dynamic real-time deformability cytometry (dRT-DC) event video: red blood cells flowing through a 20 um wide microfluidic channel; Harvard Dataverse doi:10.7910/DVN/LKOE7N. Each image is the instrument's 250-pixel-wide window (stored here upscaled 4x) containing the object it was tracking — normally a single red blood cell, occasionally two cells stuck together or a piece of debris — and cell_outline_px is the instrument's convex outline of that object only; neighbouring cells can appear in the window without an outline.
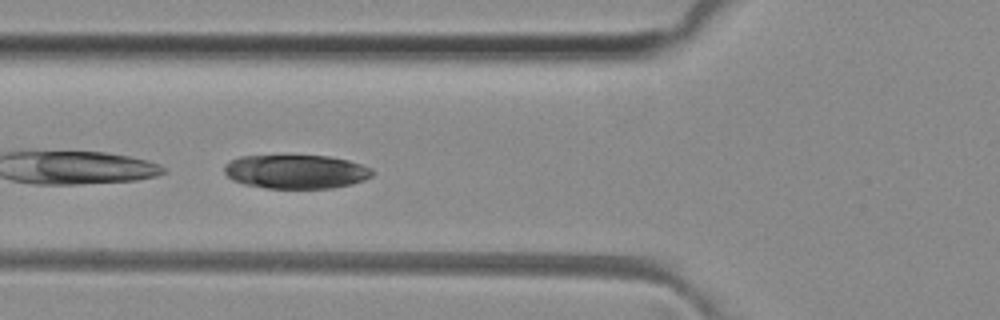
{"species": "common noctule bat (a hibernating species)", "species_latin": "Nyctalus noctula", "temperature_condition": "room temperature", "stored_images_in_passage": 34, "camera_frame_rate_fps": 3000, "um_per_image_px": 0.085, "animal": {"sex": "female", "body_mass_g": 29.2, "forearm_length_mm": 56.3}, "frame": {"image": 1, "passage_image": 6, "time_ms": 1.667, "image_size_px": [1000, 320], "cell_outline_px": [[372, 176], [364, 180], [352, 184], [332, 188], [268, 188], [244, 184], [232, 180], [224, 172], [224, 164], [228, 160], [240, 156], [328, 156], [348, 160], [372, 168]], "centroid_in_image_um": [25.14, 14.59], "position_along_channel_um": 100.7, "area_um2": 29.25}}
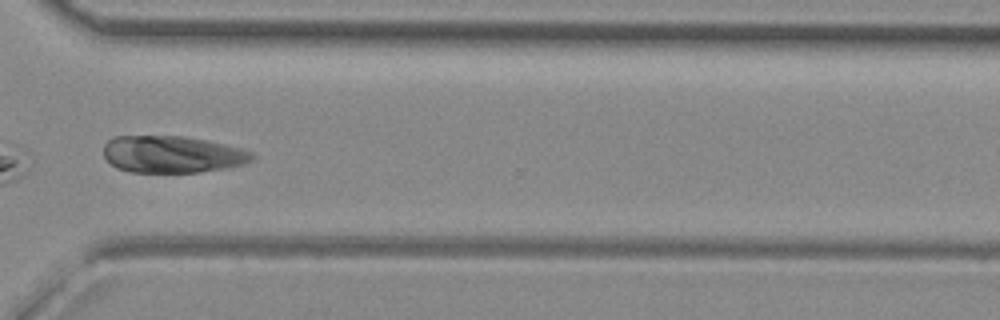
{"frame": {"image": 2, "passage_image": 25, "time_ms": 8.0, "image_size_px": [1000, 320], "cell_outline_px": [[256, 156], [252, 160], [244, 164], [228, 168], [200, 172], [132, 172], [116, 168], [104, 156], [104, 144], [108, 140], [116, 136], [184, 136], [208, 140], [240, 148], [252, 152]], "centroid_in_image_um": [14.66, 13.12], "position_along_channel_um": 355.9, "area_um2": 32.14}}